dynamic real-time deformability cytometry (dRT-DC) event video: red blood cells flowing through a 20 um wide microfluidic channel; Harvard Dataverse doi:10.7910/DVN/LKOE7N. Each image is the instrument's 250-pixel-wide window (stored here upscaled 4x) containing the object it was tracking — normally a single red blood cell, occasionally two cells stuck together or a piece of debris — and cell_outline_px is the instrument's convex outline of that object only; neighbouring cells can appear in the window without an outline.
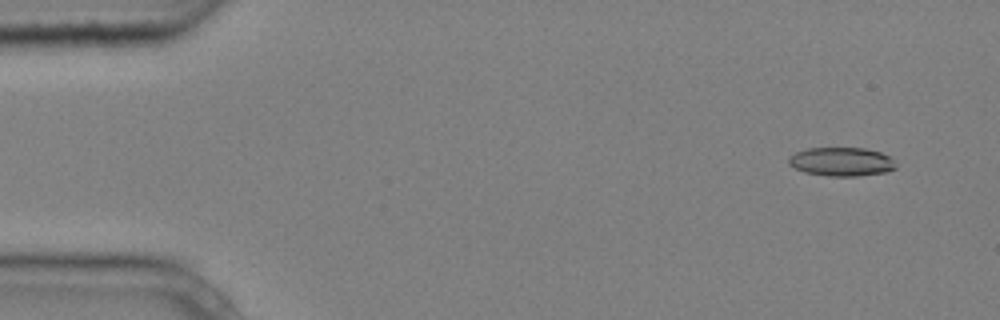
{"species": "common noctule bat (a hibernating species)", "species_latin": "Nyctalus noctula", "temperature_condition": "cold", "stored_images_in_passage": 3, "camera_frame_rate_fps": 3000, "um_per_image_px": 0.085, "animal": {"sex": "male", "body_mass_g": 20.4}, "frame": {"image": 1, "passage_image": 1, "time_ms": 0.0, "image_size_px": [1000, 320], "cell_outline_px": [[896, 168], [888, 172], [856, 176], [828, 176], [804, 172], [788, 164], [788, 156], [796, 152], [808, 148], [864, 148], [880, 152], [888, 156], [896, 164]], "centroid_in_image_um": [71.51, 13.75], "position_along_channel_um": 13.5, "area_um2": 17.98}}